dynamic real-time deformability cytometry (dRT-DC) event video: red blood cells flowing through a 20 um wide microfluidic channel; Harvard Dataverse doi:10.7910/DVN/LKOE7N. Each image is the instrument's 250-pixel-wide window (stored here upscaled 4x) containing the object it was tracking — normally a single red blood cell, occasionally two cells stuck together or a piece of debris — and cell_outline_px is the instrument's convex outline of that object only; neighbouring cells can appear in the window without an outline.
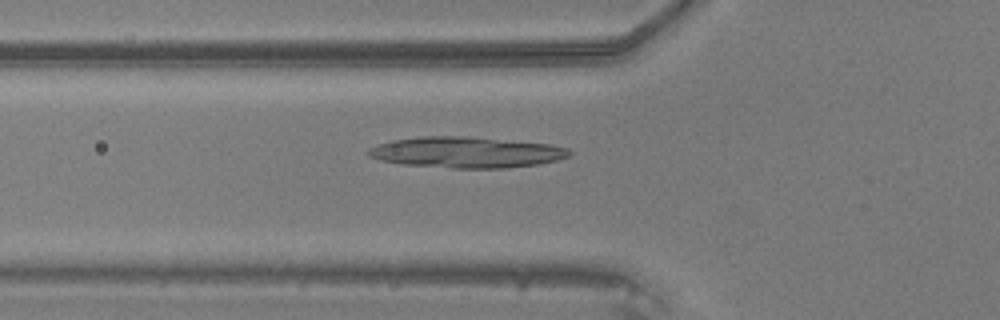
{"species": "common noctule bat (a hibernating species)", "species_latin": "Nyctalus noctula", "temperature_condition": "warm", "stored_images_in_passage": 43, "camera_frame_rate_fps": 3000, "um_per_image_px": 0.085, "animal": {"sex": "male", "body_mass_g": 20.5, "forearm_length_mm": 52.5}, "frame": {"image": 1, "passage_image": 17, "time_ms": 5.333, "image_size_px": [1000, 320], "cell_outline_px": [[572, 152], [568, 156], [556, 160], [536, 164], [508, 168], [452, 168], [400, 164], [380, 160], [368, 156], [364, 152], [368, 148], [392, 140], [420, 136], [468, 136], [548, 144], [568, 148]], "centroid_in_image_um": [39.57, 12.94], "position_along_channel_um": 86.2, "area_um2": 36.3}}
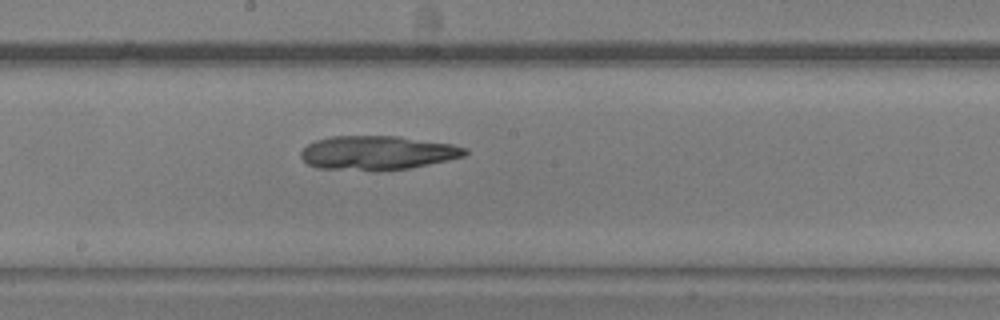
{"frame": {"image": 2, "passage_image": 26, "time_ms": 8.333, "image_size_px": [1000, 320], "cell_outline_px": [[468, 152], [464, 156], [448, 160], [408, 168], [376, 172], [372, 172], [316, 168], [308, 164], [300, 156], [300, 152], [308, 144], [316, 140], [332, 136], [400, 136], [452, 144], [468, 148]], "centroid_in_image_um": [32.06, 13.0], "position_along_channel_um": 216.1, "area_um2": 33.0}}
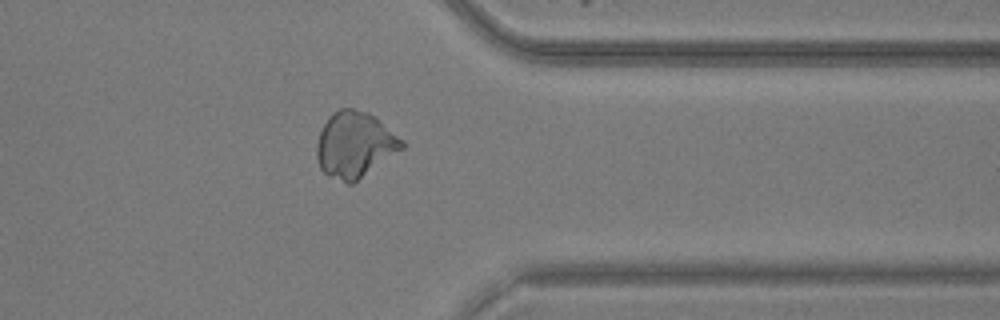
{"frame": {"image": 3, "passage_image": 38, "time_ms": 12.333, "image_size_px": [1000, 320], "cell_outline_px": [[404, 148], [352, 184], [348, 184], [328, 176], [320, 168], [316, 156], [316, 144], [320, 132], [328, 116], [332, 112], [340, 108], [352, 108], [368, 112], [404, 140]], "centroid_in_image_um": [30.13, 12.3], "position_along_channel_um": 381.3, "area_um2": 32.66}}